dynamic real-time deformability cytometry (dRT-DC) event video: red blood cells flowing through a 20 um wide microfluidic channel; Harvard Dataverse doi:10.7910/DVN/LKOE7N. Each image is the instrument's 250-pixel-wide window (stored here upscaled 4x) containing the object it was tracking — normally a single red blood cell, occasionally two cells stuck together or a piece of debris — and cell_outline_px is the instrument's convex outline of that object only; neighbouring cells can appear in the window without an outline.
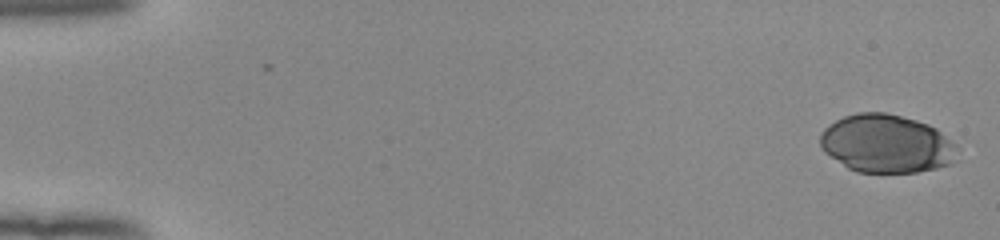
{"species": "human", "species_latin": "Homo sapiens", "temperature_condition": "room temperature", "stored_images_in_passage": 53, "camera_frame_rate_fps": 3000, "um_per_image_px": 0.085, "donor": {"sex": "female"}, "frame": {"image": 1, "passage_image": 1, "time_ms": 0.0, "image_size_px": [1000, 240], "cell_outline_px": [[956, 144], [952, 164], [936, 168], [916, 172], [856, 172], [848, 168], [824, 152], [820, 144], [820, 132], [828, 124], [844, 116], [856, 112], [884, 112], [916, 120], [928, 124], [936, 128]], "centroid_in_image_um": [75.31, 12.21], "position_along_channel_um": 9.7, "area_um2": 46.47}}
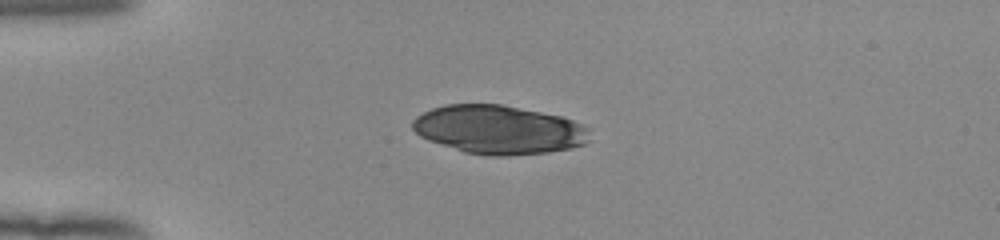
{"frame": {"image": 2, "passage_image": 14, "time_ms": 4.333, "image_size_px": [1000, 240], "cell_outline_px": [[588, 140], [584, 144], [572, 148], [548, 152], [508, 156], [488, 156], [464, 152], [428, 140], [420, 136], [412, 128], [412, 120], [416, 116], [432, 108], [444, 104], [500, 104], [560, 116], [572, 120], [588, 128]], "centroid_in_image_um": [42.36, 11.03], "position_along_channel_um": 42.6, "area_um2": 50.23}}